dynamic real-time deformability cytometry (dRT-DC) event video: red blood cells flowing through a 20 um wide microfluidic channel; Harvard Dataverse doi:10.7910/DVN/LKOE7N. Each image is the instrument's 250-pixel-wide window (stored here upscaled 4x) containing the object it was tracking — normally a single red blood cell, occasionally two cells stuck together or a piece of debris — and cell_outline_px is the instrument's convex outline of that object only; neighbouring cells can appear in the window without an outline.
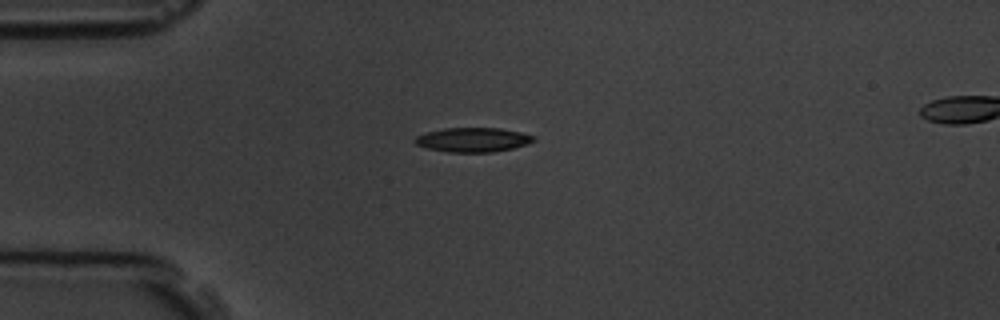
{"species": "common noctule bat (a hibernating species)", "species_latin": "Nyctalus noctula", "temperature_condition": "room temperature", "stored_images_in_passage": 7, "camera_frame_rate_fps": 3000, "um_per_image_px": 0.085, "animal": {"sex": "male", "body_mass_g": 19.5, "forearm_length_mm": 54.6}, "frame": {"image": 1, "passage_image": 1, "time_ms": 0.0, "image_size_px": [1000, 320], "cell_outline_px": [[536, 140], [528, 144], [512, 148], [492, 152], [448, 152], [428, 148], [416, 144], [412, 140], [416, 136], [428, 132], [444, 128], [500, 128], [520, 132], [536, 136]], "centroid_in_image_um": [40.22, 11.88], "position_along_channel_um": 44.8, "area_um2": 16.82}}
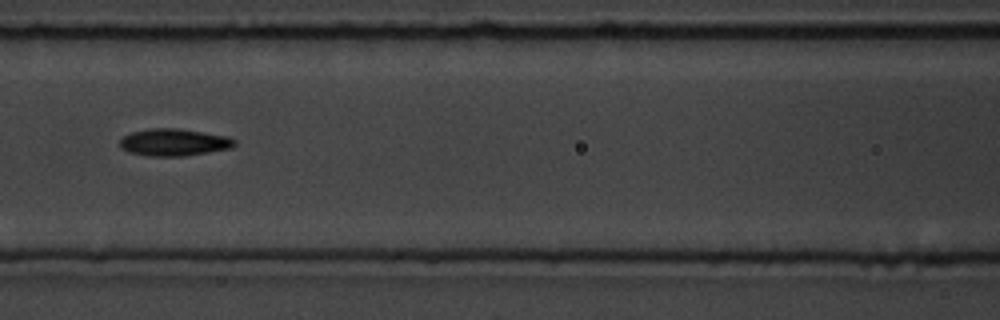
{"frame": {"image": 2, "passage_image": 4, "time_ms": 3.333, "image_size_px": [1000, 320], "cell_outline_px": [[236, 144], [232, 148], [184, 156], [148, 156], [128, 152], [120, 148], [120, 140], [124, 136], [132, 132], [148, 128], [176, 128], [228, 136], [236, 140]], "centroid_in_image_um": [14.78, 12.1], "position_along_channel_um": 151.8, "area_um2": 18.21}}
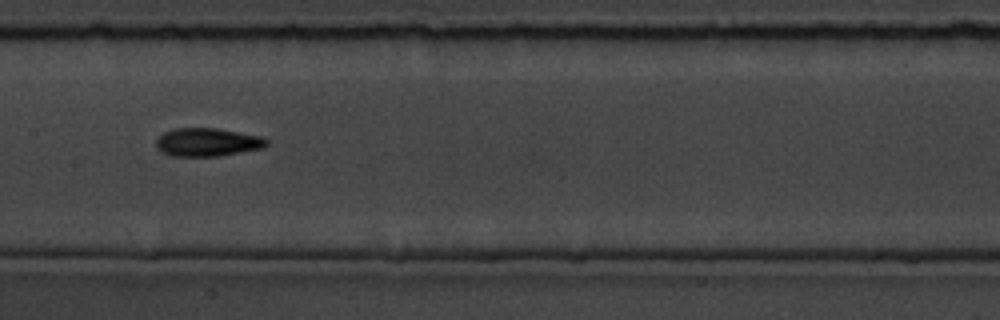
{"frame": {"image": 3, "passage_image": 5, "time_ms": 4.333, "image_size_px": [1000, 320], "cell_outline_px": [[268, 144], [264, 148], [220, 156], [172, 156], [164, 152], [156, 144], [156, 140], [164, 132], [172, 128], [216, 128], [264, 136], [268, 140]], "centroid_in_image_um": [17.7, 12.08], "position_along_channel_um": 189.7, "area_um2": 18.26}}